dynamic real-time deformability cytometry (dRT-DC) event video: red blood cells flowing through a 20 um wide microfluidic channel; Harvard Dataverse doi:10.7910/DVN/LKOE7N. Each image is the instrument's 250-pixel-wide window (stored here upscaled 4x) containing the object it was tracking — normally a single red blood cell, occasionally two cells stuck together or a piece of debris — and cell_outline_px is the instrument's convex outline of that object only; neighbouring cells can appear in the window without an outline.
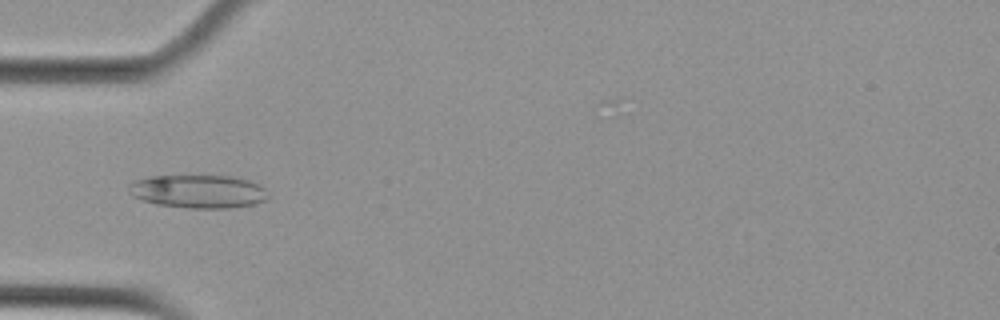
{"species": "Egyptian fruit bat (a non-hibernating species)", "species_latin": "Rousettus aegyptiacus", "temperature_condition": "cold", "stored_images_in_passage": 35, "camera_frame_rate_fps": 3000, "um_per_image_px": 0.085, "animal": {"sex": "female"}, "frame": {"image": 1, "passage_image": 5, "time_ms": 1.333, "image_size_px": [1000, 320], "cell_outline_px": [[268, 196], [264, 200], [252, 204], [228, 208], [188, 208], [156, 204], [140, 200], [132, 196], [132, 184], [136, 180], [152, 176], [232, 176], [248, 180], [264, 188]], "centroid_in_image_um": [16.86, 16.28], "position_along_channel_um": 68.1, "area_um2": 26.53}}
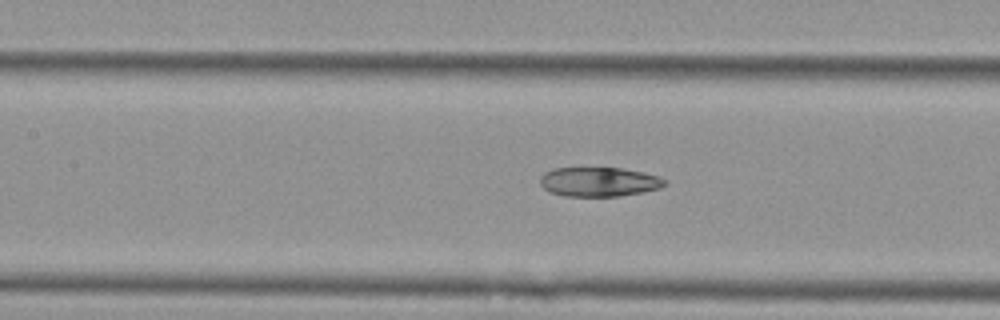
{"frame": {"image": 2, "passage_image": 12, "time_ms": 3.667, "image_size_px": [1000, 320], "cell_outline_px": [[668, 184], [660, 188], [644, 192], [620, 196], [564, 196], [548, 192], [540, 184], [540, 176], [544, 172], [552, 168], [620, 168], [644, 172], [660, 176], [668, 180]], "centroid_in_image_um": [50.94, 15.45], "position_along_channel_um": 156.5, "area_um2": 21.68}}
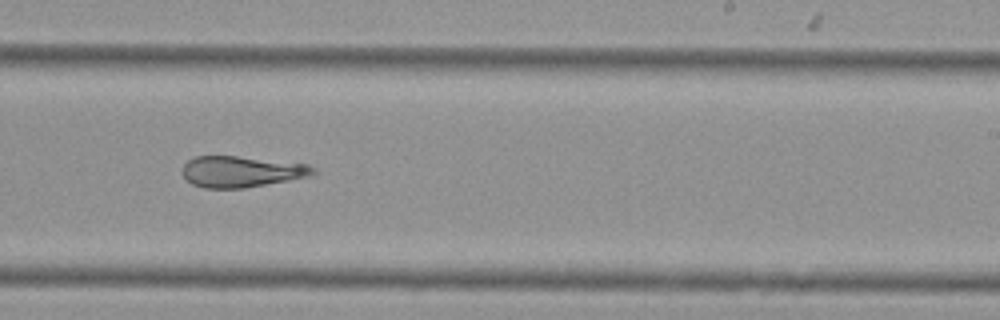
{"frame": {"image": 3, "passage_image": 21, "time_ms": 6.667, "image_size_px": [1000, 320], "cell_outline_px": [[316, 172], [308, 176], [288, 180], [244, 188], [204, 188], [192, 184], [184, 176], [184, 164], [188, 160], [196, 156], [236, 156], [308, 164], [316, 168]], "centroid_in_image_um": [20.52, 14.58], "position_along_channel_um": 268.5, "area_um2": 23.41}}